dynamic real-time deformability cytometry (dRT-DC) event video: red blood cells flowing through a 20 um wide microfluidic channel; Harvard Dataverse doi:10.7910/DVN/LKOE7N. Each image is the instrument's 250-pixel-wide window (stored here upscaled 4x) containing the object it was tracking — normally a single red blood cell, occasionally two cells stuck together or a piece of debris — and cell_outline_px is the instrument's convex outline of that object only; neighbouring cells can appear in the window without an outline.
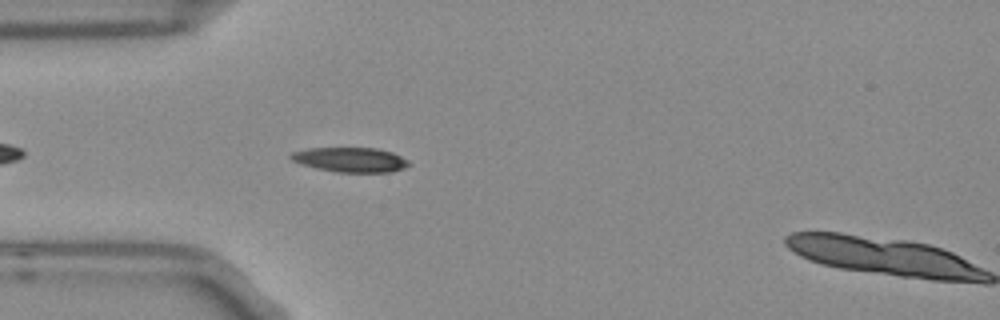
{"species": "Egyptian fruit bat (a non-hibernating species)", "species_latin": "Rousettus aegyptiacus", "temperature_condition": "room temperature", "stored_images_in_passage": 6, "camera_frame_rate_fps": 3000, "um_per_image_px": 0.085, "frame": {"image": 1, "passage_image": 5, "time_ms": 1.333, "image_size_px": [1000, 320], "cell_outline_px": [[412, 164], [404, 168], [392, 172], [336, 172], [316, 168], [292, 160], [288, 156], [292, 152], [308, 148], [376, 148], [392, 152], [408, 160]], "centroid_in_image_um": [29.81, 13.57], "position_along_channel_um": 55.2, "area_um2": 16.94}}